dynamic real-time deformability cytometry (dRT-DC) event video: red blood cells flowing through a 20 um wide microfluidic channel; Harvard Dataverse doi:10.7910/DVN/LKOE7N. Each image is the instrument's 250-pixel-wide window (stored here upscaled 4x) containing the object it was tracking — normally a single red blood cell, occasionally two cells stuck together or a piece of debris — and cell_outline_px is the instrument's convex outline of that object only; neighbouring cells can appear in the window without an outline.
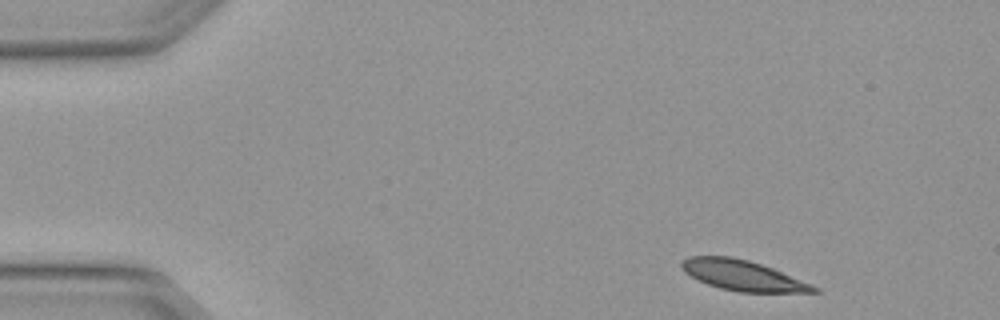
{"species": "Egyptian fruit bat (a non-hibernating species)", "species_latin": "Rousettus aegyptiacus", "temperature_condition": "warm", "stored_images_in_passage": 3, "camera_frame_rate_fps": 3000, "um_per_image_px": 0.085, "animal": {"sex": "female"}, "frame": {"image": 1, "passage_image": 1, "time_ms": 0.0, "image_size_px": [1000, 320], "cell_outline_px": [[820, 292], [736, 292], [720, 288], [708, 284], [684, 272], [680, 268], [680, 260], [688, 256], [732, 256], [748, 260], [772, 268], [812, 284], [820, 288]], "centroid_in_image_um": [63.11, 23.4], "position_along_channel_um": 21.9, "area_um2": 23.35}}
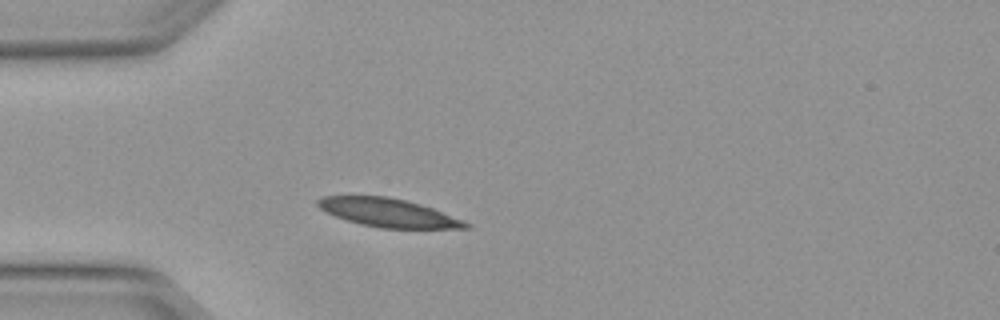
{"frame": {"image": 2, "passage_image": 3, "time_ms": 0.667, "image_size_px": [1000, 320], "cell_outline_px": [[472, 228], [380, 228], [360, 224], [324, 212], [316, 204], [316, 200], [324, 196], [388, 196], [420, 204], [432, 208], [464, 220], [472, 224]], "centroid_in_image_um": [33.01, 18.08], "position_along_channel_um": 52.0, "area_um2": 24.45}}